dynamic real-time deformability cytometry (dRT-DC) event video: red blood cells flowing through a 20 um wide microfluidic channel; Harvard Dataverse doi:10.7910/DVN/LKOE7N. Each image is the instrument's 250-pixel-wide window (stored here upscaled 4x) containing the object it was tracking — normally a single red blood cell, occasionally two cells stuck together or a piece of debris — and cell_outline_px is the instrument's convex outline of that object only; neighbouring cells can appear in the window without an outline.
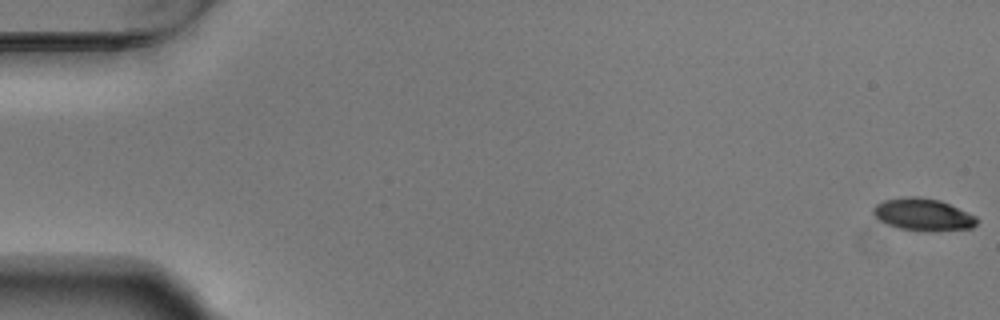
{"species": "Egyptian fruit bat (a non-hibernating species)", "species_latin": "Rousettus aegyptiacus", "temperature_condition": "warm", "stored_images_in_passage": 56, "camera_frame_rate_fps": 3000, "um_per_image_px": 0.085, "animal": {"sex": "male"}, "frame": {"image": 1, "passage_image": 1, "time_ms": 0.0, "image_size_px": [1000, 320], "cell_outline_px": [[980, 220], [972, 228], [936, 232], [924, 232], [900, 228], [888, 224], [880, 220], [872, 212], [872, 208], [876, 204], [884, 200], [908, 196], [920, 196], [940, 200], [976, 216]], "centroid_in_image_um": [78.49, 18.25], "position_along_channel_um": 6.5, "area_um2": 19.71}}
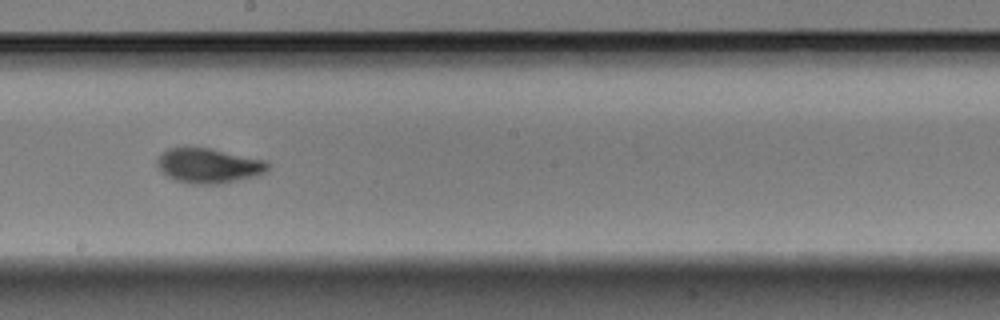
{"frame": {"image": 2, "passage_image": 32, "time_ms": 10.333, "image_size_px": [1000, 320], "cell_outline_px": [[268, 168], [264, 172], [252, 176], [220, 184], [192, 184], [176, 180], [168, 176], [156, 164], [156, 160], [168, 148], [184, 144], [212, 148], [268, 160]], "centroid_in_image_um": [17.7, 14.03], "position_along_channel_um": 230.5, "area_um2": 22.83}}
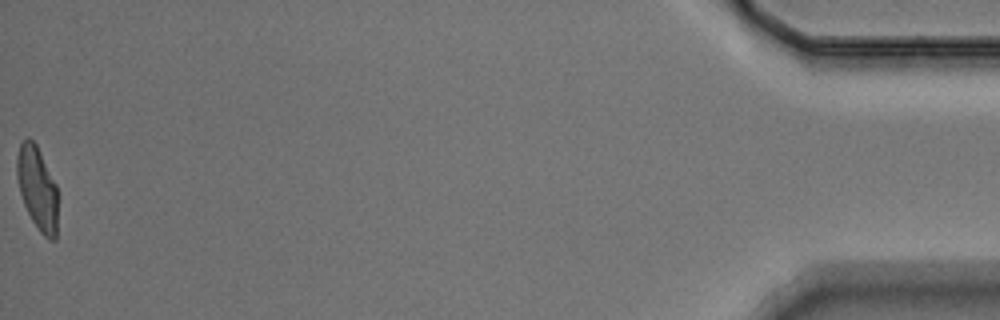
{"frame": {"image": 3, "passage_image": 56, "time_ms": 18.333, "image_size_px": [1000, 320], "cell_outline_px": [[56, 240], [48, 240], [40, 232], [32, 220], [24, 204], [20, 192], [16, 176], [16, 156], [20, 144], [28, 136], [36, 144], [56, 184]], "centroid_in_image_um": [3.15, 15.98], "position_along_channel_um": 432.1, "area_um2": 19.65}, "authors_computed_cell_mechanics": {"area_um2": 20.9525, "velocity_mm_per_s": 3.7116, "shape_relaxation_time_tau1_ms": 3.2282, "shape_relaxation_time_tau2_ms": 1.5208, "deformation_change_tau1": 0.1651, "deformation_change_tau2": 0.0617}}